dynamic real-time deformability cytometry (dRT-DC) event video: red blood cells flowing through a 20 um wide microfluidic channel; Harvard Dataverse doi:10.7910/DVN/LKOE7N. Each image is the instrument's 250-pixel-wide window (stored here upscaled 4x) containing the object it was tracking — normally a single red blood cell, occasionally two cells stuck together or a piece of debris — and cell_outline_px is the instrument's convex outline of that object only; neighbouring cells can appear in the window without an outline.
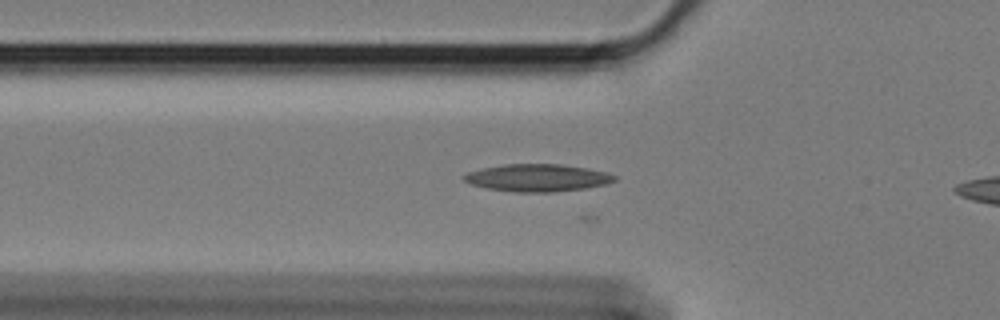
{"species": "Egyptian fruit bat (a non-hibernating species)", "species_latin": "Rousettus aegyptiacus", "temperature_condition": "cold", "stored_images_in_passage": 22, "camera_frame_rate_fps": 3000, "um_per_image_px": 0.085, "animal": {"sex": "female"}, "frame": {"image": 1, "passage_image": 15, "time_ms": 4.667, "image_size_px": [1000, 320], "cell_outline_px": [[616, 180], [604, 184], [584, 188], [552, 192], [512, 192], [488, 188], [472, 184], [464, 180], [460, 176], [468, 172], [484, 168], [504, 164], [560, 164], [584, 168], [604, 172], [616, 176]], "centroid_in_image_um": [45.63, 15.11], "position_along_channel_um": 80.2, "area_um2": 23.7}}
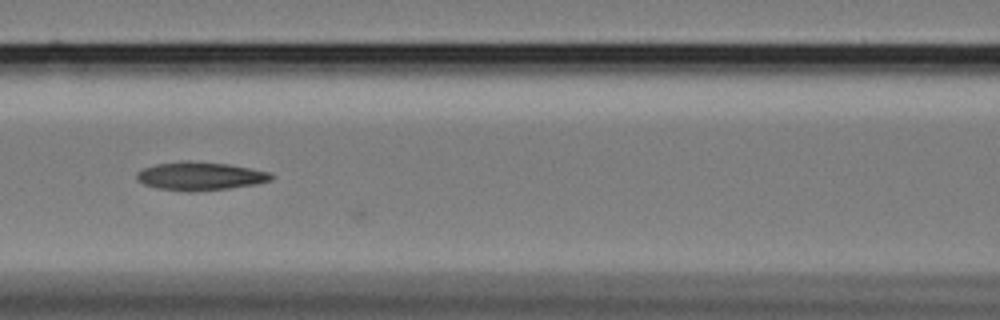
{"frame": {"image": 2, "passage_image": 21, "time_ms": 6.667, "image_size_px": [1000, 320], "cell_outline_px": [[272, 180], [256, 184], [228, 188], [192, 192], [188, 192], [156, 188], [144, 184], [136, 180], [136, 172], [144, 168], [156, 164], [184, 160], [188, 160], [228, 164], [268, 172], [272, 176]], "centroid_in_image_um": [16.95, 14.97], "position_along_channel_um": 149.7, "area_um2": 22.2}}